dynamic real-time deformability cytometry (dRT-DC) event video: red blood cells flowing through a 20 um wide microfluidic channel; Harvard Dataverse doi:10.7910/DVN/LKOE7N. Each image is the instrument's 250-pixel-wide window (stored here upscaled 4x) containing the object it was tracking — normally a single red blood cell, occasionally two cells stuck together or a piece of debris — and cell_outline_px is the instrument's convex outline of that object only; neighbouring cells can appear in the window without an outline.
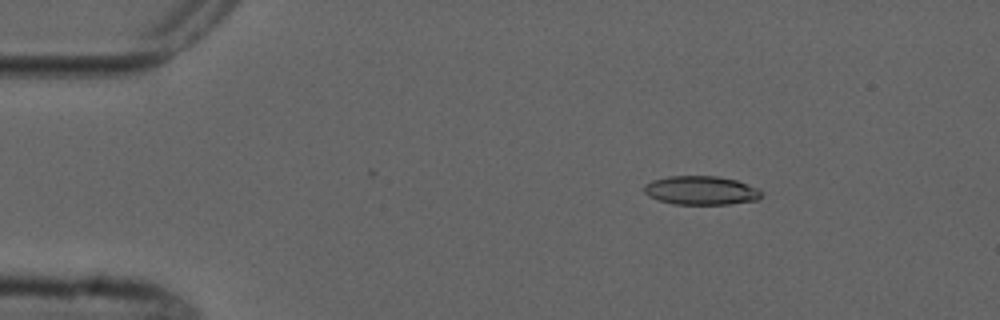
{"species": "common noctule bat (a hibernating species)", "species_latin": "Nyctalus noctula", "temperature_condition": "cold", "stored_images_in_passage": 4, "camera_frame_rate_fps": 3000, "um_per_image_px": 0.085, "animal": {"sex": "male", "forearm_length_mm": 52.5}, "frame": {"image": 1, "passage_image": 2, "time_ms": 1.333, "image_size_px": [1000, 320], "cell_outline_px": [[760, 196], [756, 200], [728, 204], [676, 204], [660, 200], [648, 196], [644, 192], [644, 184], [652, 180], [668, 176], [716, 176], [736, 180], [760, 188]], "centroid_in_image_um": [59.57, 16.17], "position_along_channel_um": 25.4, "area_um2": 19.59}}